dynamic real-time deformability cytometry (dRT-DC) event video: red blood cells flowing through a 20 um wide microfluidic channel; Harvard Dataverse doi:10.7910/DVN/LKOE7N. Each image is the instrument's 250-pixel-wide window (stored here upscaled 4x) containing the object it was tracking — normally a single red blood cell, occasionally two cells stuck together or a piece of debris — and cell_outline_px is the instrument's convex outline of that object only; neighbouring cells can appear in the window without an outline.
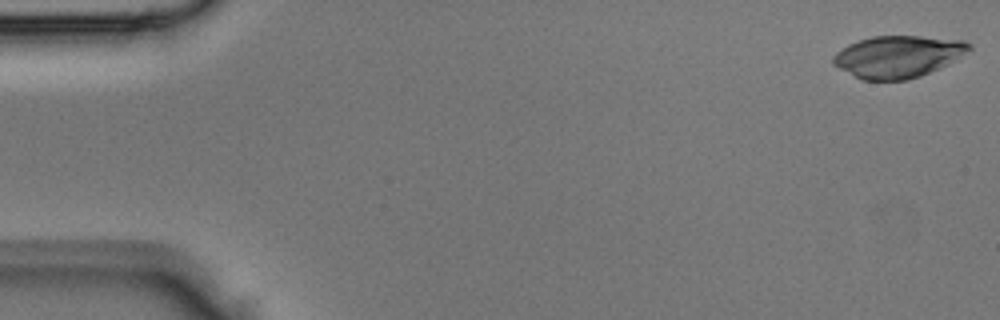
{"species": "Egyptian fruit bat (a non-hibernating species)", "species_latin": "Rousettus aegyptiacus", "temperature_condition": "room temperature", "stored_images_in_passage": 3, "camera_frame_rate_fps": 3000, "um_per_image_px": 0.085, "animal": {"sex": "male"}, "frame": {"image": 1, "passage_image": 1, "time_ms": 0.0, "image_size_px": [1000, 320], "cell_outline_px": [[972, 48], [956, 60], [948, 64], [920, 76], [908, 80], [860, 80], [832, 64], [832, 56], [836, 52], [848, 44], [872, 36], [920, 36], [964, 40], [972, 44]], "centroid_in_image_um": [76.32, 4.81], "position_along_channel_um": 8.7, "area_um2": 33.41}}